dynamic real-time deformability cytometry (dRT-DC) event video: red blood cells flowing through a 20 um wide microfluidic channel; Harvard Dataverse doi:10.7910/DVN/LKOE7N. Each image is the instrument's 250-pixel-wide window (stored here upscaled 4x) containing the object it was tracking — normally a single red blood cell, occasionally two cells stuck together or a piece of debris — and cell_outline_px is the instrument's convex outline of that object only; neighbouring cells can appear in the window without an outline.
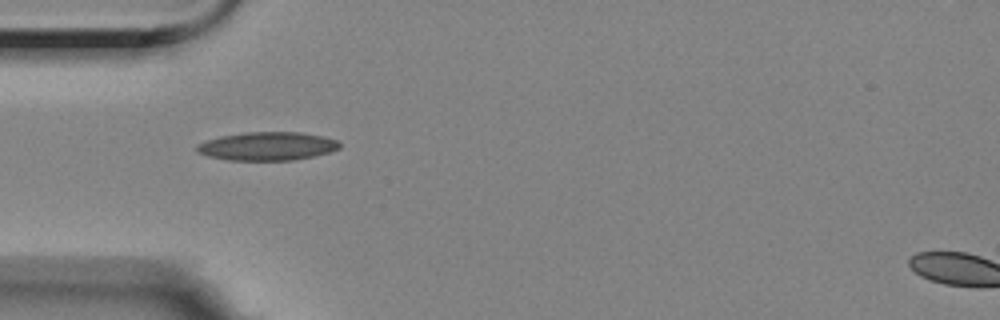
{"species": "Egyptian fruit bat (a non-hibernating species)", "species_latin": "Rousettus aegyptiacus", "temperature_condition": "room temperature", "stored_images_in_passage": 25, "camera_frame_rate_fps": 3000, "um_per_image_px": 0.085, "animal": {"sex": "female"}, "frame": {"image": 1, "passage_image": 1, "time_ms": 0.0, "image_size_px": [1000, 320], "cell_outline_px": [[340, 148], [328, 152], [312, 156], [292, 160], [228, 160], [208, 156], [196, 152], [196, 144], [220, 136], [244, 132], [300, 132], [324, 136], [336, 140], [340, 144]], "centroid_in_image_um": [22.69, 12.42], "position_along_channel_um": 62.3, "area_um2": 23.58}}
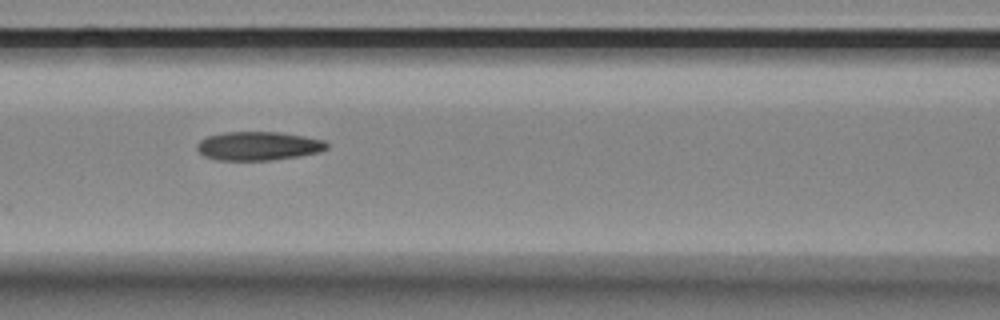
{"frame": {"image": 2, "passage_image": 8, "time_ms": 2.333, "image_size_px": [1000, 320], "cell_outline_px": [[328, 148], [320, 152], [300, 156], [272, 160], [216, 160], [204, 156], [196, 148], [196, 144], [200, 140], [208, 136], [224, 132], [280, 132], [304, 136], [324, 140], [328, 144]], "centroid_in_image_um": [21.97, 12.41], "position_along_channel_um": 144.6, "area_um2": 21.85}}
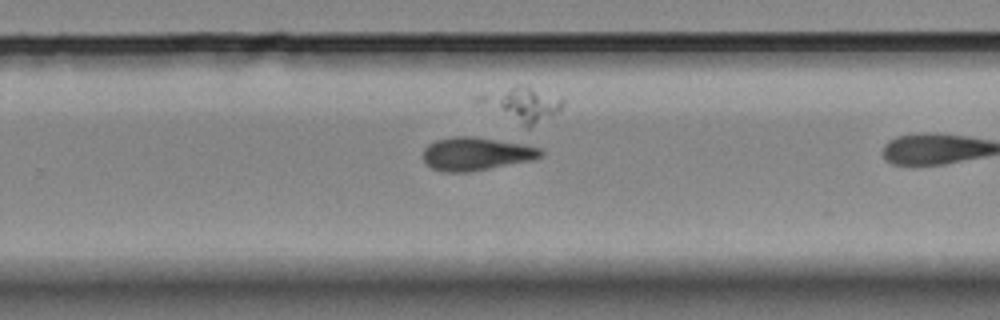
{"frame": {"image": 3, "passage_image": 17, "time_ms": 5.333, "image_size_px": [1000, 320], "cell_outline_px": [[544, 152], [540, 156], [532, 160], [468, 172], [444, 172], [432, 168], [424, 160], [424, 148], [428, 144], [436, 140], [452, 136], [472, 136], [528, 144], [540, 148]], "centroid_in_image_um": [40.48, 13.06], "position_along_channel_um": 289.3, "area_um2": 22.72}}